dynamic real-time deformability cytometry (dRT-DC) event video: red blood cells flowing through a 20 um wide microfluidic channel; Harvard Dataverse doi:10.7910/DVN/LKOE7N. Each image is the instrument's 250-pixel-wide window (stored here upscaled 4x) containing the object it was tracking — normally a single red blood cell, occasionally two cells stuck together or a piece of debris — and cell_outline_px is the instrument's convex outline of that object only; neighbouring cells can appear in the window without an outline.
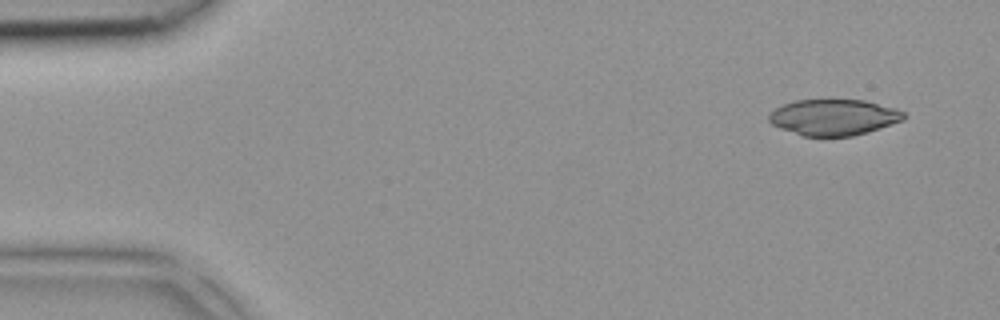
{"species": "common noctule bat (a hibernating species)", "species_latin": "Nyctalus noctula", "temperature_condition": "room temperature", "stored_images_in_passage": 4, "camera_frame_rate_fps": 3000, "um_per_image_px": 0.085, "animal": {"sex": "female", "body_mass_g": 18.4}, "frame": {"image": 1, "passage_image": 1, "time_ms": 0.0, "image_size_px": [1000, 320], "cell_outline_px": [[908, 116], [904, 120], [868, 132], [852, 136], [804, 136], [780, 128], [772, 124], [768, 120], [768, 112], [784, 104], [796, 100], [832, 96], [864, 100], [896, 108], [904, 112]], "centroid_in_image_um": [70.87, 9.91], "position_along_channel_um": 14.1, "area_um2": 29.36}}